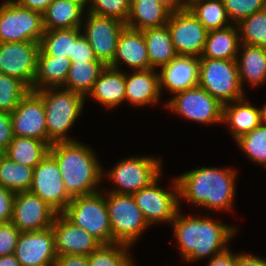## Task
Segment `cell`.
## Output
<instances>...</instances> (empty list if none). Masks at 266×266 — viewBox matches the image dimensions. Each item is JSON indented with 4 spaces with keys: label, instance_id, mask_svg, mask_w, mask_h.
Listing matches in <instances>:
<instances>
[{
    "label": "cell",
    "instance_id": "cell-1",
    "mask_svg": "<svg viewBox=\"0 0 266 266\" xmlns=\"http://www.w3.org/2000/svg\"><path fill=\"white\" fill-rule=\"evenodd\" d=\"M179 201L209 210H233L236 172L231 168L201 167L177 176Z\"/></svg>",
    "mask_w": 266,
    "mask_h": 266
},
{
    "label": "cell",
    "instance_id": "cell-2",
    "mask_svg": "<svg viewBox=\"0 0 266 266\" xmlns=\"http://www.w3.org/2000/svg\"><path fill=\"white\" fill-rule=\"evenodd\" d=\"M171 224L180 254L186 262L212 257L226 250V244L237 232V228L210 217H185L180 209Z\"/></svg>",
    "mask_w": 266,
    "mask_h": 266
},
{
    "label": "cell",
    "instance_id": "cell-3",
    "mask_svg": "<svg viewBox=\"0 0 266 266\" xmlns=\"http://www.w3.org/2000/svg\"><path fill=\"white\" fill-rule=\"evenodd\" d=\"M49 154L56 160L71 198L99 192L97 185L105 175L92 148L78 140L56 142Z\"/></svg>",
    "mask_w": 266,
    "mask_h": 266
},
{
    "label": "cell",
    "instance_id": "cell-4",
    "mask_svg": "<svg viewBox=\"0 0 266 266\" xmlns=\"http://www.w3.org/2000/svg\"><path fill=\"white\" fill-rule=\"evenodd\" d=\"M60 89V90H59ZM43 100L48 143L75 141L67 132L82 112L86 97L62 87L35 91Z\"/></svg>",
    "mask_w": 266,
    "mask_h": 266
},
{
    "label": "cell",
    "instance_id": "cell-5",
    "mask_svg": "<svg viewBox=\"0 0 266 266\" xmlns=\"http://www.w3.org/2000/svg\"><path fill=\"white\" fill-rule=\"evenodd\" d=\"M62 214L101 244H112V229L104 195L99 191L72 198Z\"/></svg>",
    "mask_w": 266,
    "mask_h": 266
},
{
    "label": "cell",
    "instance_id": "cell-6",
    "mask_svg": "<svg viewBox=\"0 0 266 266\" xmlns=\"http://www.w3.org/2000/svg\"><path fill=\"white\" fill-rule=\"evenodd\" d=\"M199 86L223 105L246 97L236 60L200 58Z\"/></svg>",
    "mask_w": 266,
    "mask_h": 266
},
{
    "label": "cell",
    "instance_id": "cell-7",
    "mask_svg": "<svg viewBox=\"0 0 266 266\" xmlns=\"http://www.w3.org/2000/svg\"><path fill=\"white\" fill-rule=\"evenodd\" d=\"M105 200L112 229V243L132 246L147 229L148 222L133 195L107 192Z\"/></svg>",
    "mask_w": 266,
    "mask_h": 266
},
{
    "label": "cell",
    "instance_id": "cell-8",
    "mask_svg": "<svg viewBox=\"0 0 266 266\" xmlns=\"http://www.w3.org/2000/svg\"><path fill=\"white\" fill-rule=\"evenodd\" d=\"M44 32L42 13L24 8L15 0H6L0 5V43H40Z\"/></svg>",
    "mask_w": 266,
    "mask_h": 266
},
{
    "label": "cell",
    "instance_id": "cell-9",
    "mask_svg": "<svg viewBox=\"0 0 266 266\" xmlns=\"http://www.w3.org/2000/svg\"><path fill=\"white\" fill-rule=\"evenodd\" d=\"M161 161L154 156H133L119 161L105 174L116 185L106 192L133 195L162 175Z\"/></svg>",
    "mask_w": 266,
    "mask_h": 266
},
{
    "label": "cell",
    "instance_id": "cell-10",
    "mask_svg": "<svg viewBox=\"0 0 266 266\" xmlns=\"http://www.w3.org/2000/svg\"><path fill=\"white\" fill-rule=\"evenodd\" d=\"M174 95L166 102L174 113L198 123H222L223 104L199 85Z\"/></svg>",
    "mask_w": 266,
    "mask_h": 266
},
{
    "label": "cell",
    "instance_id": "cell-11",
    "mask_svg": "<svg viewBox=\"0 0 266 266\" xmlns=\"http://www.w3.org/2000/svg\"><path fill=\"white\" fill-rule=\"evenodd\" d=\"M159 181L160 176L150 185L133 194L136 205L149 225L160 222L172 223L180 208L177 180L175 179L172 183L173 192L159 187Z\"/></svg>",
    "mask_w": 266,
    "mask_h": 266
},
{
    "label": "cell",
    "instance_id": "cell-12",
    "mask_svg": "<svg viewBox=\"0 0 266 266\" xmlns=\"http://www.w3.org/2000/svg\"><path fill=\"white\" fill-rule=\"evenodd\" d=\"M85 17V25L81 26L84 29L83 35L93 49L96 59L109 66L115 57L118 39L126 23L89 12Z\"/></svg>",
    "mask_w": 266,
    "mask_h": 266
},
{
    "label": "cell",
    "instance_id": "cell-13",
    "mask_svg": "<svg viewBox=\"0 0 266 266\" xmlns=\"http://www.w3.org/2000/svg\"><path fill=\"white\" fill-rule=\"evenodd\" d=\"M39 50L34 41L0 43V73L20 79L33 91Z\"/></svg>",
    "mask_w": 266,
    "mask_h": 266
},
{
    "label": "cell",
    "instance_id": "cell-14",
    "mask_svg": "<svg viewBox=\"0 0 266 266\" xmlns=\"http://www.w3.org/2000/svg\"><path fill=\"white\" fill-rule=\"evenodd\" d=\"M29 192L39 196L57 213H62L72 200L65 189L59 166L50 154L33 169Z\"/></svg>",
    "mask_w": 266,
    "mask_h": 266
},
{
    "label": "cell",
    "instance_id": "cell-15",
    "mask_svg": "<svg viewBox=\"0 0 266 266\" xmlns=\"http://www.w3.org/2000/svg\"><path fill=\"white\" fill-rule=\"evenodd\" d=\"M166 25L177 55L201 56L208 30L188 8L170 13Z\"/></svg>",
    "mask_w": 266,
    "mask_h": 266
},
{
    "label": "cell",
    "instance_id": "cell-16",
    "mask_svg": "<svg viewBox=\"0 0 266 266\" xmlns=\"http://www.w3.org/2000/svg\"><path fill=\"white\" fill-rule=\"evenodd\" d=\"M56 215L57 212L39 196L29 191L15 194L11 222L20 232L52 227Z\"/></svg>",
    "mask_w": 266,
    "mask_h": 266
},
{
    "label": "cell",
    "instance_id": "cell-17",
    "mask_svg": "<svg viewBox=\"0 0 266 266\" xmlns=\"http://www.w3.org/2000/svg\"><path fill=\"white\" fill-rule=\"evenodd\" d=\"M13 136L29 137L48 143L46 115L42 98L30 90L10 112Z\"/></svg>",
    "mask_w": 266,
    "mask_h": 266
},
{
    "label": "cell",
    "instance_id": "cell-18",
    "mask_svg": "<svg viewBox=\"0 0 266 266\" xmlns=\"http://www.w3.org/2000/svg\"><path fill=\"white\" fill-rule=\"evenodd\" d=\"M21 266L55 264L57 253L52 227L21 232L14 252Z\"/></svg>",
    "mask_w": 266,
    "mask_h": 266
},
{
    "label": "cell",
    "instance_id": "cell-19",
    "mask_svg": "<svg viewBox=\"0 0 266 266\" xmlns=\"http://www.w3.org/2000/svg\"><path fill=\"white\" fill-rule=\"evenodd\" d=\"M52 231L55 238V249L60 255L89 256L101 243L86 230L73 224L62 213L55 216Z\"/></svg>",
    "mask_w": 266,
    "mask_h": 266
},
{
    "label": "cell",
    "instance_id": "cell-20",
    "mask_svg": "<svg viewBox=\"0 0 266 266\" xmlns=\"http://www.w3.org/2000/svg\"><path fill=\"white\" fill-rule=\"evenodd\" d=\"M200 58L177 55L168 64L160 67L159 89L176 94L199 85Z\"/></svg>",
    "mask_w": 266,
    "mask_h": 266
},
{
    "label": "cell",
    "instance_id": "cell-21",
    "mask_svg": "<svg viewBox=\"0 0 266 266\" xmlns=\"http://www.w3.org/2000/svg\"><path fill=\"white\" fill-rule=\"evenodd\" d=\"M126 64L133 71L151 69L147 46L141 30L125 27L118 39L112 68L120 69L119 63Z\"/></svg>",
    "mask_w": 266,
    "mask_h": 266
},
{
    "label": "cell",
    "instance_id": "cell-22",
    "mask_svg": "<svg viewBox=\"0 0 266 266\" xmlns=\"http://www.w3.org/2000/svg\"><path fill=\"white\" fill-rule=\"evenodd\" d=\"M159 73L156 69L125 73V101L134 106H145L159 102Z\"/></svg>",
    "mask_w": 266,
    "mask_h": 266
},
{
    "label": "cell",
    "instance_id": "cell-23",
    "mask_svg": "<svg viewBox=\"0 0 266 266\" xmlns=\"http://www.w3.org/2000/svg\"><path fill=\"white\" fill-rule=\"evenodd\" d=\"M88 96L108 109L116 108L125 102V72L106 66L94 82Z\"/></svg>",
    "mask_w": 266,
    "mask_h": 266
},
{
    "label": "cell",
    "instance_id": "cell-24",
    "mask_svg": "<svg viewBox=\"0 0 266 266\" xmlns=\"http://www.w3.org/2000/svg\"><path fill=\"white\" fill-rule=\"evenodd\" d=\"M237 25L208 31L204 49L199 58L236 60L241 48L240 34Z\"/></svg>",
    "mask_w": 266,
    "mask_h": 266
},
{
    "label": "cell",
    "instance_id": "cell-25",
    "mask_svg": "<svg viewBox=\"0 0 266 266\" xmlns=\"http://www.w3.org/2000/svg\"><path fill=\"white\" fill-rule=\"evenodd\" d=\"M222 123H228L235 140L253 131L261 124L260 108H257L245 97L223 105Z\"/></svg>",
    "mask_w": 266,
    "mask_h": 266
},
{
    "label": "cell",
    "instance_id": "cell-26",
    "mask_svg": "<svg viewBox=\"0 0 266 266\" xmlns=\"http://www.w3.org/2000/svg\"><path fill=\"white\" fill-rule=\"evenodd\" d=\"M241 45L242 53L241 50L238 52L241 57L236 58L241 86L244 87L245 80L252 87L260 86L266 81V47Z\"/></svg>",
    "mask_w": 266,
    "mask_h": 266
},
{
    "label": "cell",
    "instance_id": "cell-27",
    "mask_svg": "<svg viewBox=\"0 0 266 266\" xmlns=\"http://www.w3.org/2000/svg\"><path fill=\"white\" fill-rule=\"evenodd\" d=\"M170 12L157 0H130L126 26L135 30L161 27L167 24Z\"/></svg>",
    "mask_w": 266,
    "mask_h": 266
},
{
    "label": "cell",
    "instance_id": "cell-28",
    "mask_svg": "<svg viewBox=\"0 0 266 266\" xmlns=\"http://www.w3.org/2000/svg\"><path fill=\"white\" fill-rule=\"evenodd\" d=\"M71 59L68 57L38 56L33 91L62 87L67 79Z\"/></svg>",
    "mask_w": 266,
    "mask_h": 266
},
{
    "label": "cell",
    "instance_id": "cell-29",
    "mask_svg": "<svg viewBox=\"0 0 266 266\" xmlns=\"http://www.w3.org/2000/svg\"><path fill=\"white\" fill-rule=\"evenodd\" d=\"M84 9L71 1L55 0L43 13L45 30L71 29L81 27L83 24Z\"/></svg>",
    "mask_w": 266,
    "mask_h": 266
},
{
    "label": "cell",
    "instance_id": "cell-30",
    "mask_svg": "<svg viewBox=\"0 0 266 266\" xmlns=\"http://www.w3.org/2000/svg\"><path fill=\"white\" fill-rule=\"evenodd\" d=\"M50 146L35 138L13 136L3 154L12 161L35 168L49 154Z\"/></svg>",
    "mask_w": 266,
    "mask_h": 266
},
{
    "label": "cell",
    "instance_id": "cell-31",
    "mask_svg": "<svg viewBox=\"0 0 266 266\" xmlns=\"http://www.w3.org/2000/svg\"><path fill=\"white\" fill-rule=\"evenodd\" d=\"M142 32L152 68L158 69L177 56L167 25L148 28L142 30Z\"/></svg>",
    "mask_w": 266,
    "mask_h": 266
},
{
    "label": "cell",
    "instance_id": "cell-32",
    "mask_svg": "<svg viewBox=\"0 0 266 266\" xmlns=\"http://www.w3.org/2000/svg\"><path fill=\"white\" fill-rule=\"evenodd\" d=\"M105 67L99 60L71 61L67 79L62 87L86 97Z\"/></svg>",
    "mask_w": 266,
    "mask_h": 266
},
{
    "label": "cell",
    "instance_id": "cell-33",
    "mask_svg": "<svg viewBox=\"0 0 266 266\" xmlns=\"http://www.w3.org/2000/svg\"><path fill=\"white\" fill-rule=\"evenodd\" d=\"M81 27L45 30L38 56H73V43L83 34Z\"/></svg>",
    "mask_w": 266,
    "mask_h": 266
},
{
    "label": "cell",
    "instance_id": "cell-34",
    "mask_svg": "<svg viewBox=\"0 0 266 266\" xmlns=\"http://www.w3.org/2000/svg\"><path fill=\"white\" fill-rule=\"evenodd\" d=\"M188 9L208 31L231 25L223 0H188Z\"/></svg>",
    "mask_w": 266,
    "mask_h": 266
},
{
    "label": "cell",
    "instance_id": "cell-35",
    "mask_svg": "<svg viewBox=\"0 0 266 266\" xmlns=\"http://www.w3.org/2000/svg\"><path fill=\"white\" fill-rule=\"evenodd\" d=\"M33 169L12 161L3 154L0 158V185L14 193L29 191Z\"/></svg>",
    "mask_w": 266,
    "mask_h": 266
},
{
    "label": "cell",
    "instance_id": "cell-36",
    "mask_svg": "<svg viewBox=\"0 0 266 266\" xmlns=\"http://www.w3.org/2000/svg\"><path fill=\"white\" fill-rule=\"evenodd\" d=\"M129 247L122 243L101 244L88 256L89 266H134Z\"/></svg>",
    "mask_w": 266,
    "mask_h": 266
},
{
    "label": "cell",
    "instance_id": "cell-37",
    "mask_svg": "<svg viewBox=\"0 0 266 266\" xmlns=\"http://www.w3.org/2000/svg\"><path fill=\"white\" fill-rule=\"evenodd\" d=\"M237 26L241 43L266 47V8L246 17Z\"/></svg>",
    "mask_w": 266,
    "mask_h": 266
},
{
    "label": "cell",
    "instance_id": "cell-38",
    "mask_svg": "<svg viewBox=\"0 0 266 266\" xmlns=\"http://www.w3.org/2000/svg\"><path fill=\"white\" fill-rule=\"evenodd\" d=\"M236 142L250 160L266 166V126L260 124L253 131L241 136Z\"/></svg>",
    "mask_w": 266,
    "mask_h": 266
},
{
    "label": "cell",
    "instance_id": "cell-39",
    "mask_svg": "<svg viewBox=\"0 0 266 266\" xmlns=\"http://www.w3.org/2000/svg\"><path fill=\"white\" fill-rule=\"evenodd\" d=\"M30 90L20 79L0 73V110L12 112Z\"/></svg>",
    "mask_w": 266,
    "mask_h": 266
},
{
    "label": "cell",
    "instance_id": "cell-40",
    "mask_svg": "<svg viewBox=\"0 0 266 266\" xmlns=\"http://www.w3.org/2000/svg\"><path fill=\"white\" fill-rule=\"evenodd\" d=\"M86 12L112 17L126 23L129 18L130 0H89Z\"/></svg>",
    "mask_w": 266,
    "mask_h": 266
},
{
    "label": "cell",
    "instance_id": "cell-41",
    "mask_svg": "<svg viewBox=\"0 0 266 266\" xmlns=\"http://www.w3.org/2000/svg\"><path fill=\"white\" fill-rule=\"evenodd\" d=\"M223 3L230 22L235 25L266 8V0H223Z\"/></svg>",
    "mask_w": 266,
    "mask_h": 266
},
{
    "label": "cell",
    "instance_id": "cell-42",
    "mask_svg": "<svg viewBox=\"0 0 266 266\" xmlns=\"http://www.w3.org/2000/svg\"><path fill=\"white\" fill-rule=\"evenodd\" d=\"M20 233L11 221L0 223V256L10 255L15 252Z\"/></svg>",
    "mask_w": 266,
    "mask_h": 266
},
{
    "label": "cell",
    "instance_id": "cell-43",
    "mask_svg": "<svg viewBox=\"0 0 266 266\" xmlns=\"http://www.w3.org/2000/svg\"><path fill=\"white\" fill-rule=\"evenodd\" d=\"M69 58L71 61L97 60L93 49L83 34L73 43V56H69Z\"/></svg>",
    "mask_w": 266,
    "mask_h": 266
},
{
    "label": "cell",
    "instance_id": "cell-44",
    "mask_svg": "<svg viewBox=\"0 0 266 266\" xmlns=\"http://www.w3.org/2000/svg\"><path fill=\"white\" fill-rule=\"evenodd\" d=\"M13 139V128L10 112L0 110V151L3 153Z\"/></svg>",
    "mask_w": 266,
    "mask_h": 266
},
{
    "label": "cell",
    "instance_id": "cell-45",
    "mask_svg": "<svg viewBox=\"0 0 266 266\" xmlns=\"http://www.w3.org/2000/svg\"><path fill=\"white\" fill-rule=\"evenodd\" d=\"M15 194L0 185V223L11 221Z\"/></svg>",
    "mask_w": 266,
    "mask_h": 266
},
{
    "label": "cell",
    "instance_id": "cell-46",
    "mask_svg": "<svg viewBox=\"0 0 266 266\" xmlns=\"http://www.w3.org/2000/svg\"><path fill=\"white\" fill-rule=\"evenodd\" d=\"M207 266H236V254L227 248L219 254L210 257Z\"/></svg>",
    "mask_w": 266,
    "mask_h": 266
},
{
    "label": "cell",
    "instance_id": "cell-47",
    "mask_svg": "<svg viewBox=\"0 0 266 266\" xmlns=\"http://www.w3.org/2000/svg\"><path fill=\"white\" fill-rule=\"evenodd\" d=\"M55 266H89L86 255H60L57 256Z\"/></svg>",
    "mask_w": 266,
    "mask_h": 266
},
{
    "label": "cell",
    "instance_id": "cell-48",
    "mask_svg": "<svg viewBox=\"0 0 266 266\" xmlns=\"http://www.w3.org/2000/svg\"><path fill=\"white\" fill-rule=\"evenodd\" d=\"M20 6L33 11L44 13L47 7L55 0H15Z\"/></svg>",
    "mask_w": 266,
    "mask_h": 266
},
{
    "label": "cell",
    "instance_id": "cell-49",
    "mask_svg": "<svg viewBox=\"0 0 266 266\" xmlns=\"http://www.w3.org/2000/svg\"><path fill=\"white\" fill-rule=\"evenodd\" d=\"M236 266H266V259L243 252L236 254Z\"/></svg>",
    "mask_w": 266,
    "mask_h": 266
},
{
    "label": "cell",
    "instance_id": "cell-50",
    "mask_svg": "<svg viewBox=\"0 0 266 266\" xmlns=\"http://www.w3.org/2000/svg\"><path fill=\"white\" fill-rule=\"evenodd\" d=\"M170 13L186 10L188 8V0H157Z\"/></svg>",
    "mask_w": 266,
    "mask_h": 266
},
{
    "label": "cell",
    "instance_id": "cell-51",
    "mask_svg": "<svg viewBox=\"0 0 266 266\" xmlns=\"http://www.w3.org/2000/svg\"><path fill=\"white\" fill-rule=\"evenodd\" d=\"M0 266H21L14 253L10 255L0 256Z\"/></svg>",
    "mask_w": 266,
    "mask_h": 266
},
{
    "label": "cell",
    "instance_id": "cell-52",
    "mask_svg": "<svg viewBox=\"0 0 266 266\" xmlns=\"http://www.w3.org/2000/svg\"><path fill=\"white\" fill-rule=\"evenodd\" d=\"M260 119L261 125L266 126V103L264 104L263 108L260 109Z\"/></svg>",
    "mask_w": 266,
    "mask_h": 266
},
{
    "label": "cell",
    "instance_id": "cell-53",
    "mask_svg": "<svg viewBox=\"0 0 266 266\" xmlns=\"http://www.w3.org/2000/svg\"><path fill=\"white\" fill-rule=\"evenodd\" d=\"M66 1H71V2H74L78 5H80L84 10H85V7L88 5L89 3V0H66ZM86 5V6H85Z\"/></svg>",
    "mask_w": 266,
    "mask_h": 266
},
{
    "label": "cell",
    "instance_id": "cell-54",
    "mask_svg": "<svg viewBox=\"0 0 266 266\" xmlns=\"http://www.w3.org/2000/svg\"><path fill=\"white\" fill-rule=\"evenodd\" d=\"M40 266H55V264H47V265H40Z\"/></svg>",
    "mask_w": 266,
    "mask_h": 266
}]
</instances>
